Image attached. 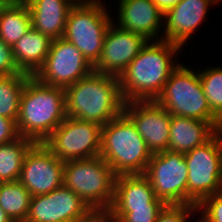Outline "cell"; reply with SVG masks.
I'll return each mask as SVG.
<instances>
[{
    "label": "cell",
    "instance_id": "obj_22",
    "mask_svg": "<svg viewBox=\"0 0 222 222\" xmlns=\"http://www.w3.org/2000/svg\"><path fill=\"white\" fill-rule=\"evenodd\" d=\"M31 27V14L25 1L13 0L0 13V39L11 47Z\"/></svg>",
    "mask_w": 222,
    "mask_h": 222
},
{
    "label": "cell",
    "instance_id": "obj_19",
    "mask_svg": "<svg viewBox=\"0 0 222 222\" xmlns=\"http://www.w3.org/2000/svg\"><path fill=\"white\" fill-rule=\"evenodd\" d=\"M31 25L51 40L62 38L68 13L73 5L67 0H27Z\"/></svg>",
    "mask_w": 222,
    "mask_h": 222
},
{
    "label": "cell",
    "instance_id": "obj_3",
    "mask_svg": "<svg viewBox=\"0 0 222 222\" xmlns=\"http://www.w3.org/2000/svg\"><path fill=\"white\" fill-rule=\"evenodd\" d=\"M66 117L65 89L47 86L31 76L20 98L18 134L42 143Z\"/></svg>",
    "mask_w": 222,
    "mask_h": 222
},
{
    "label": "cell",
    "instance_id": "obj_6",
    "mask_svg": "<svg viewBox=\"0 0 222 222\" xmlns=\"http://www.w3.org/2000/svg\"><path fill=\"white\" fill-rule=\"evenodd\" d=\"M190 68L180 64L155 101L171 115L209 121L216 127L221 121L210 111L199 71Z\"/></svg>",
    "mask_w": 222,
    "mask_h": 222
},
{
    "label": "cell",
    "instance_id": "obj_31",
    "mask_svg": "<svg viewBox=\"0 0 222 222\" xmlns=\"http://www.w3.org/2000/svg\"><path fill=\"white\" fill-rule=\"evenodd\" d=\"M19 136L16 123L0 116V145L10 142Z\"/></svg>",
    "mask_w": 222,
    "mask_h": 222
},
{
    "label": "cell",
    "instance_id": "obj_29",
    "mask_svg": "<svg viewBox=\"0 0 222 222\" xmlns=\"http://www.w3.org/2000/svg\"><path fill=\"white\" fill-rule=\"evenodd\" d=\"M196 206L185 204H166L155 222H190L188 219L196 215Z\"/></svg>",
    "mask_w": 222,
    "mask_h": 222
},
{
    "label": "cell",
    "instance_id": "obj_5",
    "mask_svg": "<svg viewBox=\"0 0 222 222\" xmlns=\"http://www.w3.org/2000/svg\"><path fill=\"white\" fill-rule=\"evenodd\" d=\"M114 174L101 157L64 162L63 185L76 193L92 210H109L114 200Z\"/></svg>",
    "mask_w": 222,
    "mask_h": 222
},
{
    "label": "cell",
    "instance_id": "obj_2",
    "mask_svg": "<svg viewBox=\"0 0 222 222\" xmlns=\"http://www.w3.org/2000/svg\"><path fill=\"white\" fill-rule=\"evenodd\" d=\"M66 115L103 126L124 112L119 79L92 72L65 88Z\"/></svg>",
    "mask_w": 222,
    "mask_h": 222
},
{
    "label": "cell",
    "instance_id": "obj_4",
    "mask_svg": "<svg viewBox=\"0 0 222 222\" xmlns=\"http://www.w3.org/2000/svg\"><path fill=\"white\" fill-rule=\"evenodd\" d=\"M100 156L118 176L144 174L152 153L135 124L123 112L102 126Z\"/></svg>",
    "mask_w": 222,
    "mask_h": 222
},
{
    "label": "cell",
    "instance_id": "obj_16",
    "mask_svg": "<svg viewBox=\"0 0 222 222\" xmlns=\"http://www.w3.org/2000/svg\"><path fill=\"white\" fill-rule=\"evenodd\" d=\"M215 4H218L215 0H182L177 3L164 14L162 40L184 48L185 43L191 40L193 33L206 20L208 8Z\"/></svg>",
    "mask_w": 222,
    "mask_h": 222
},
{
    "label": "cell",
    "instance_id": "obj_30",
    "mask_svg": "<svg viewBox=\"0 0 222 222\" xmlns=\"http://www.w3.org/2000/svg\"><path fill=\"white\" fill-rule=\"evenodd\" d=\"M18 73L21 71L15 63L12 47L0 39V77Z\"/></svg>",
    "mask_w": 222,
    "mask_h": 222
},
{
    "label": "cell",
    "instance_id": "obj_35",
    "mask_svg": "<svg viewBox=\"0 0 222 222\" xmlns=\"http://www.w3.org/2000/svg\"><path fill=\"white\" fill-rule=\"evenodd\" d=\"M0 222H13L10 217L0 208Z\"/></svg>",
    "mask_w": 222,
    "mask_h": 222
},
{
    "label": "cell",
    "instance_id": "obj_26",
    "mask_svg": "<svg viewBox=\"0 0 222 222\" xmlns=\"http://www.w3.org/2000/svg\"><path fill=\"white\" fill-rule=\"evenodd\" d=\"M215 67H206L198 71L210 111L222 121V66Z\"/></svg>",
    "mask_w": 222,
    "mask_h": 222
},
{
    "label": "cell",
    "instance_id": "obj_34",
    "mask_svg": "<svg viewBox=\"0 0 222 222\" xmlns=\"http://www.w3.org/2000/svg\"><path fill=\"white\" fill-rule=\"evenodd\" d=\"M215 135L217 136L222 149V121L215 127Z\"/></svg>",
    "mask_w": 222,
    "mask_h": 222
},
{
    "label": "cell",
    "instance_id": "obj_33",
    "mask_svg": "<svg viewBox=\"0 0 222 222\" xmlns=\"http://www.w3.org/2000/svg\"><path fill=\"white\" fill-rule=\"evenodd\" d=\"M182 0H152V2L165 14Z\"/></svg>",
    "mask_w": 222,
    "mask_h": 222
},
{
    "label": "cell",
    "instance_id": "obj_13",
    "mask_svg": "<svg viewBox=\"0 0 222 222\" xmlns=\"http://www.w3.org/2000/svg\"><path fill=\"white\" fill-rule=\"evenodd\" d=\"M92 209L64 185L50 193L31 196L25 222H75Z\"/></svg>",
    "mask_w": 222,
    "mask_h": 222
},
{
    "label": "cell",
    "instance_id": "obj_32",
    "mask_svg": "<svg viewBox=\"0 0 222 222\" xmlns=\"http://www.w3.org/2000/svg\"><path fill=\"white\" fill-rule=\"evenodd\" d=\"M75 222H113L109 210H92Z\"/></svg>",
    "mask_w": 222,
    "mask_h": 222
},
{
    "label": "cell",
    "instance_id": "obj_27",
    "mask_svg": "<svg viewBox=\"0 0 222 222\" xmlns=\"http://www.w3.org/2000/svg\"><path fill=\"white\" fill-rule=\"evenodd\" d=\"M196 211L201 214L197 222H222V189L204 198L196 206Z\"/></svg>",
    "mask_w": 222,
    "mask_h": 222
},
{
    "label": "cell",
    "instance_id": "obj_10",
    "mask_svg": "<svg viewBox=\"0 0 222 222\" xmlns=\"http://www.w3.org/2000/svg\"><path fill=\"white\" fill-rule=\"evenodd\" d=\"M144 175L157 198L166 204L187 205L188 167L184 154L171 150L152 153Z\"/></svg>",
    "mask_w": 222,
    "mask_h": 222
},
{
    "label": "cell",
    "instance_id": "obj_12",
    "mask_svg": "<svg viewBox=\"0 0 222 222\" xmlns=\"http://www.w3.org/2000/svg\"><path fill=\"white\" fill-rule=\"evenodd\" d=\"M64 161L44 143H35L27 152L19 182L31 196L50 193L63 185Z\"/></svg>",
    "mask_w": 222,
    "mask_h": 222
},
{
    "label": "cell",
    "instance_id": "obj_11",
    "mask_svg": "<svg viewBox=\"0 0 222 222\" xmlns=\"http://www.w3.org/2000/svg\"><path fill=\"white\" fill-rule=\"evenodd\" d=\"M93 71L81 51L62 37L51 41L45 62L34 77L47 86L65 89Z\"/></svg>",
    "mask_w": 222,
    "mask_h": 222
},
{
    "label": "cell",
    "instance_id": "obj_24",
    "mask_svg": "<svg viewBox=\"0 0 222 222\" xmlns=\"http://www.w3.org/2000/svg\"><path fill=\"white\" fill-rule=\"evenodd\" d=\"M30 200V192L18 180L0 183V208L13 222L26 221Z\"/></svg>",
    "mask_w": 222,
    "mask_h": 222
},
{
    "label": "cell",
    "instance_id": "obj_15",
    "mask_svg": "<svg viewBox=\"0 0 222 222\" xmlns=\"http://www.w3.org/2000/svg\"><path fill=\"white\" fill-rule=\"evenodd\" d=\"M147 41L143 36L121 29L112 22L106 32L100 58L93 66L94 72L119 77Z\"/></svg>",
    "mask_w": 222,
    "mask_h": 222
},
{
    "label": "cell",
    "instance_id": "obj_7",
    "mask_svg": "<svg viewBox=\"0 0 222 222\" xmlns=\"http://www.w3.org/2000/svg\"><path fill=\"white\" fill-rule=\"evenodd\" d=\"M101 0L73 6L67 17L63 38L73 43L94 66L100 58L107 30L113 22Z\"/></svg>",
    "mask_w": 222,
    "mask_h": 222
},
{
    "label": "cell",
    "instance_id": "obj_8",
    "mask_svg": "<svg viewBox=\"0 0 222 222\" xmlns=\"http://www.w3.org/2000/svg\"><path fill=\"white\" fill-rule=\"evenodd\" d=\"M184 158L188 167L187 205L197 206L222 189V149L217 136L214 134Z\"/></svg>",
    "mask_w": 222,
    "mask_h": 222
},
{
    "label": "cell",
    "instance_id": "obj_18",
    "mask_svg": "<svg viewBox=\"0 0 222 222\" xmlns=\"http://www.w3.org/2000/svg\"><path fill=\"white\" fill-rule=\"evenodd\" d=\"M165 205V202L155 196L152 185L144 174L116 176L114 200L109 212H131L132 208Z\"/></svg>",
    "mask_w": 222,
    "mask_h": 222
},
{
    "label": "cell",
    "instance_id": "obj_20",
    "mask_svg": "<svg viewBox=\"0 0 222 222\" xmlns=\"http://www.w3.org/2000/svg\"><path fill=\"white\" fill-rule=\"evenodd\" d=\"M214 134L215 127L209 121L172 115L168 150L186 154Z\"/></svg>",
    "mask_w": 222,
    "mask_h": 222
},
{
    "label": "cell",
    "instance_id": "obj_1",
    "mask_svg": "<svg viewBox=\"0 0 222 222\" xmlns=\"http://www.w3.org/2000/svg\"><path fill=\"white\" fill-rule=\"evenodd\" d=\"M181 50L180 46L167 40L147 41L118 77L123 100H156L172 72L181 64L173 59Z\"/></svg>",
    "mask_w": 222,
    "mask_h": 222
},
{
    "label": "cell",
    "instance_id": "obj_9",
    "mask_svg": "<svg viewBox=\"0 0 222 222\" xmlns=\"http://www.w3.org/2000/svg\"><path fill=\"white\" fill-rule=\"evenodd\" d=\"M102 126L66 117L42 142L62 161L100 156Z\"/></svg>",
    "mask_w": 222,
    "mask_h": 222
},
{
    "label": "cell",
    "instance_id": "obj_17",
    "mask_svg": "<svg viewBox=\"0 0 222 222\" xmlns=\"http://www.w3.org/2000/svg\"><path fill=\"white\" fill-rule=\"evenodd\" d=\"M118 2H120L119 9H116L119 11L116 15L118 20L115 22L114 19V24L121 29L139 34L148 41L162 39L164 14L152 0H119Z\"/></svg>",
    "mask_w": 222,
    "mask_h": 222
},
{
    "label": "cell",
    "instance_id": "obj_21",
    "mask_svg": "<svg viewBox=\"0 0 222 222\" xmlns=\"http://www.w3.org/2000/svg\"><path fill=\"white\" fill-rule=\"evenodd\" d=\"M51 41L47 35L31 27L12 47L18 69L34 76L45 62Z\"/></svg>",
    "mask_w": 222,
    "mask_h": 222
},
{
    "label": "cell",
    "instance_id": "obj_28",
    "mask_svg": "<svg viewBox=\"0 0 222 222\" xmlns=\"http://www.w3.org/2000/svg\"><path fill=\"white\" fill-rule=\"evenodd\" d=\"M162 208H132L131 212H110V215L113 222H155Z\"/></svg>",
    "mask_w": 222,
    "mask_h": 222
},
{
    "label": "cell",
    "instance_id": "obj_23",
    "mask_svg": "<svg viewBox=\"0 0 222 222\" xmlns=\"http://www.w3.org/2000/svg\"><path fill=\"white\" fill-rule=\"evenodd\" d=\"M35 143L19 135L14 140L0 145V183L19 180L25 156Z\"/></svg>",
    "mask_w": 222,
    "mask_h": 222
},
{
    "label": "cell",
    "instance_id": "obj_25",
    "mask_svg": "<svg viewBox=\"0 0 222 222\" xmlns=\"http://www.w3.org/2000/svg\"><path fill=\"white\" fill-rule=\"evenodd\" d=\"M30 77L24 72L0 77V116L17 122L20 98Z\"/></svg>",
    "mask_w": 222,
    "mask_h": 222
},
{
    "label": "cell",
    "instance_id": "obj_14",
    "mask_svg": "<svg viewBox=\"0 0 222 222\" xmlns=\"http://www.w3.org/2000/svg\"><path fill=\"white\" fill-rule=\"evenodd\" d=\"M124 113L135 124L151 153L168 150L171 114L155 100L125 102Z\"/></svg>",
    "mask_w": 222,
    "mask_h": 222
},
{
    "label": "cell",
    "instance_id": "obj_37",
    "mask_svg": "<svg viewBox=\"0 0 222 222\" xmlns=\"http://www.w3.org/2000/svg\"><path fill=\"white\" fill-rule=\"evenodd\" d=\"M22 1H27V0H22ZM70 2L73 6L81 5L86 3L88 0H67Z\"/></svg>",
    "mask_w": 222,
    "mask_h": 222
},
{
    "label": "cell",
    "instance_id": "obj_36",
    "mask_svg": "<svg viewBox=\"0 0 222 222\" xmlns=\"http://www.w3.org/2000/svg\"><path fill=\"white\" fill-rule=\"evenodd\" d=\"M13 0H0V13L12 2Z\"/></svg>",
    "mask_w": 222,
    "mask_h": 222
}]
</instances>
